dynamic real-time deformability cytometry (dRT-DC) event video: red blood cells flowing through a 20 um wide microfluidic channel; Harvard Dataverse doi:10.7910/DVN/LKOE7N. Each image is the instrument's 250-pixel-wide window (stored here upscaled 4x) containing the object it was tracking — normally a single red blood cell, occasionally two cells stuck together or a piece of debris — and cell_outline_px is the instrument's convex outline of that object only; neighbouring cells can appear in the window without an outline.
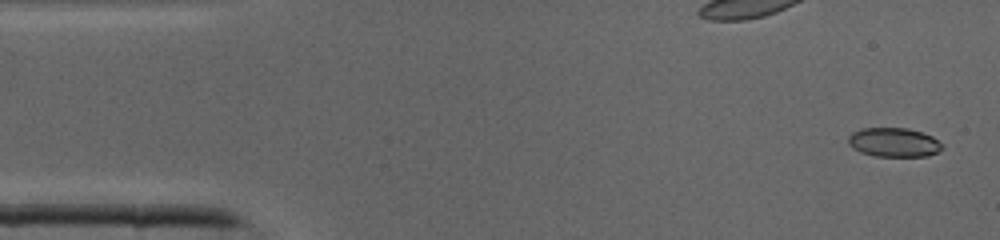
{"species": "common noctule bat (a hibernating species)", "species_latin": "Nyctalus noctula", "temperature_condition": "cold", "stored_images_in_passage": 42, "camera_frame_rate_fps": 3000, "um_per_image_px": 0.085, "animal": {"sex": "male", "body_mass_g": 19.0, "forearm_length_mm": 50.8}, "frame": {"image": 1, "passage_image": 2, "time_ms": 0.333, "image_size_px": [1000, 240], "cell_outline_px": [[944, 148], [928, 156], [876, 156], [860, 152], [852, 148], [848, 144], [848, 136], [852, 132], [860, 128], [908, 128], [932, 136], [944, 144]], "centroid_in_image_um": [75.97, 12.1], "position_along_channel_um": 9.0, "area_um2": 16.07}}
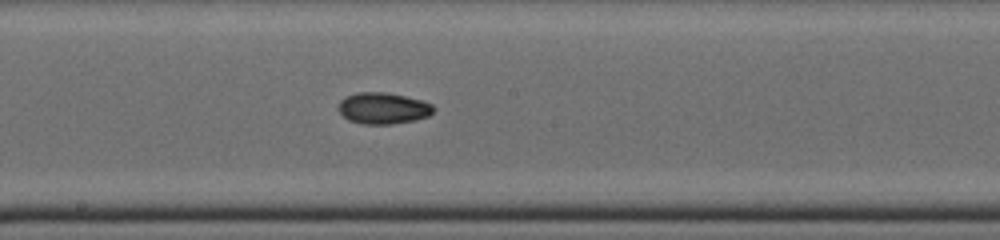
{"frame": {"image": 2, "passage_image": 22, "time_ms": 7.0, "image_size_px": [1000, 240], "cell_outline_px": [[436, 108], [428, 116], [412, 120], [392, 124], [364, 124], [348, 120], [340, 112], [340, 100], [344, 96], [356, 92], [384, 92], [404, 96], [420, 100], [432, 104]], "centroid_in_image_um": [32.55, 9.19], "position_along_channel_um": 215.6, "area_um2": 17.22}}
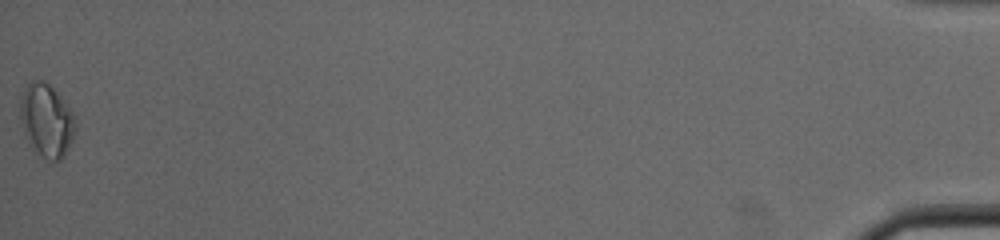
{"frame": {"image": 3, "passage_image": 42, "time_ms": 13.667, "image_size_px": [1000, 240], "cell_outline_px": [[76, 128], [72, 140], [64, 156], [60, 160], [48, 160], [36, 156], [32, 152], [24, 136], [20, 120], [20, 96], [24, 88], [32, 80], [44, 80], [64, 100], [72, 112], [76, 124]], "centroid_in_image_um": [3.92, 10.28], "position_along_channel_um": 431.3, "area_um2": 24.04}}